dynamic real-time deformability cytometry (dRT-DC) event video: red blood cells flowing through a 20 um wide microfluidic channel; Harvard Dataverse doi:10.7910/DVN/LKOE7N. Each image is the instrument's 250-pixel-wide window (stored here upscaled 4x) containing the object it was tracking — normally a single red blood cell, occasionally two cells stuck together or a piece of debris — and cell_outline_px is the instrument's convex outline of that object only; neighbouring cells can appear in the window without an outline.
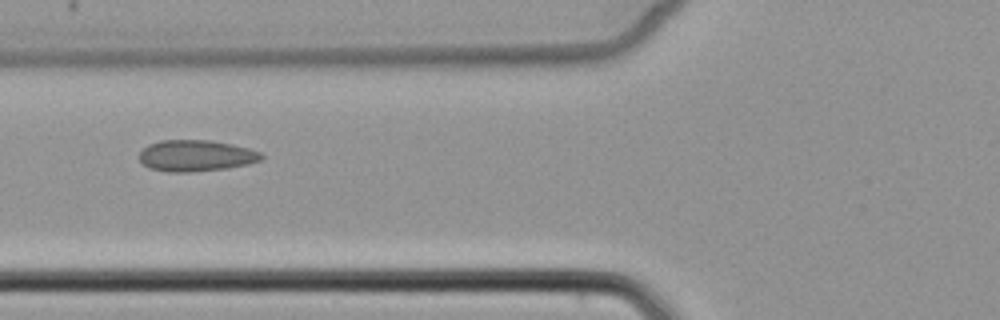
{"species": "common noctule bat (a hibernating species)", "species_latin": "Nyctalus noctula", "temperature_condition": "cold", "stored_images_in_passage": 5, "camera_frame_rate_fps": 3000, "um_per_image_px": 0.085, "animal": {"sex": "female", "body_mass_g": 22.7, "forearm_length_mm": 54.2}, "frame": {"image": 1, "passage_image": 5, "time_ms": 5.667, "image_size_px": [1000, 320], "cell_outline_px": [[264, 156], [260, 160], [248, 164], [228, 168], [192, 172], [168, 172], [148, 168], [140, 160], [140, 152], [148, 144], [160, 140], [208, 140], [232, 144], [248, 148], [260, 152]], "centroid_in_image_um": [16.65, 13.24], "position_along_channel_um": 109.2, "area_um2": 22.31}}